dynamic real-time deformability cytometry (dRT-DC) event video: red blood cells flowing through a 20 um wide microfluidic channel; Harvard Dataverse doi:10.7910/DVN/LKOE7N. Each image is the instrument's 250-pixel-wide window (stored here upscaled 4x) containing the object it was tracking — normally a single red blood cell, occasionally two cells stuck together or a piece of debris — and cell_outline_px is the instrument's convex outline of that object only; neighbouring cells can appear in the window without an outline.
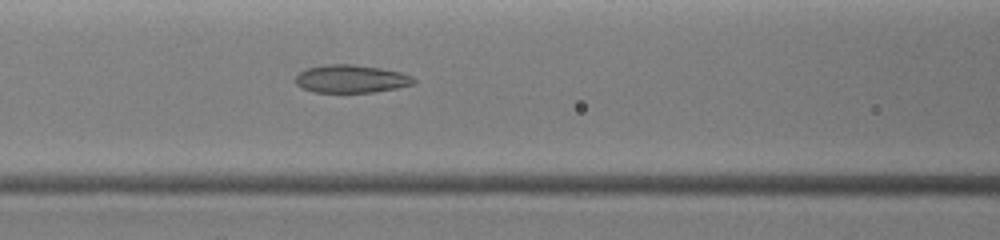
{"species": "common noctule bat (a hibernating species)", "species_latin": "Nyctalus noctula", "temperature_condition": "warm", "stored_images_in_passage": 13, "camera_frame_rate_fps": 3000, "um_per_image_px": 0.085, "animal": {"sex": "female", "body_mass_g": 19.0, "forearm_length_mm": 51.5}, "frame": {"image": 1, "passage_image": 11, "time_ms": 4.333, "image_size_px": [1000, 240], "cell_outline_px": [[416, 80], [412, 84], [396, 88], [372, 92], [312, 92], [296, 84], [296, 76], [300, 72], [308, 68], [324, 64], [352, 64], [380, 68], [400, 72], [412, 76]], "centroid_in_image_um": [29.84, 6.7], "position_along_channel_um": 136.8, "area_um2": 19.07}}
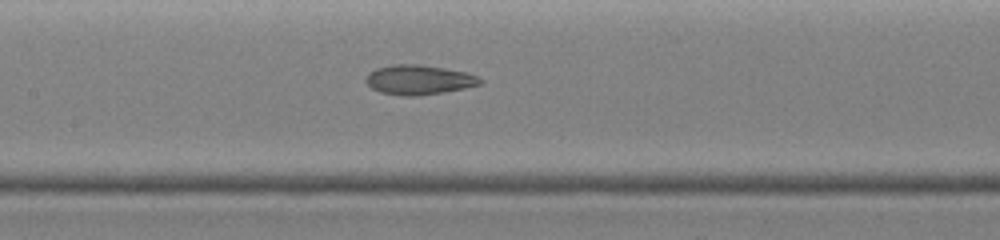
{"frame": {"image": 2, "passage_image": 13, "time_ms": 5.0, "image_size_px": [1000, 240], "cell_outline_px": [[484, 80], [480, 84], [464, 88], [444, 92], [416, 96], [404, 96], [380, 92], [372, 88], [364, 80], [368, 72], [376, 68], [392, 64], [420, 64], [444, 68], [464, 72], [480, 76]], "centroid_in_image_um": [35.59, 6.77], "position_along_channel_um": 171.8, "area_um2": 19.83}}